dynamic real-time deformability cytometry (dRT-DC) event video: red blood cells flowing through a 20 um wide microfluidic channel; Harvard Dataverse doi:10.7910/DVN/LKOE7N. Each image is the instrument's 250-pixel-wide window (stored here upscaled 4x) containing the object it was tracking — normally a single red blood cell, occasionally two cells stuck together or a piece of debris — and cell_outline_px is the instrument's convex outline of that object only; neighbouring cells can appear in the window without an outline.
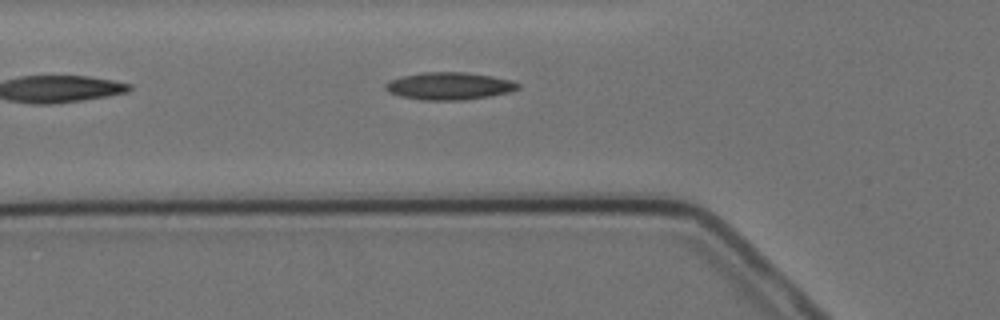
{"species": "Egyptian fruit bat (a non-hibernating species)", "species_latin": "Rousettus aegyptiacus", "temperature_condition": "cold", "stored_images_in_passage": 2, "camera_frame_rate_fps": 3000, "um_per_image_px": 0.085, "animal": {"sex": "female"}, "frame": {"image": 1, "passage_image": 2, "time_ms": 1.333, "image_size_px": [1000, 320], "cell_outline_px": [[520, 88], [512, 92], [488, 96], [460, 100], [420, 100], [400, 96], [388, 92], [384, 88], [384, 84], [388, 80], [420, 72], [464, 72], [492, 76], [512, 80], [520, 84]], "centroid_in_image_um": [38.17, 7.31], "position_along_channel_um": 87.6, "area_um2": 21.33}}